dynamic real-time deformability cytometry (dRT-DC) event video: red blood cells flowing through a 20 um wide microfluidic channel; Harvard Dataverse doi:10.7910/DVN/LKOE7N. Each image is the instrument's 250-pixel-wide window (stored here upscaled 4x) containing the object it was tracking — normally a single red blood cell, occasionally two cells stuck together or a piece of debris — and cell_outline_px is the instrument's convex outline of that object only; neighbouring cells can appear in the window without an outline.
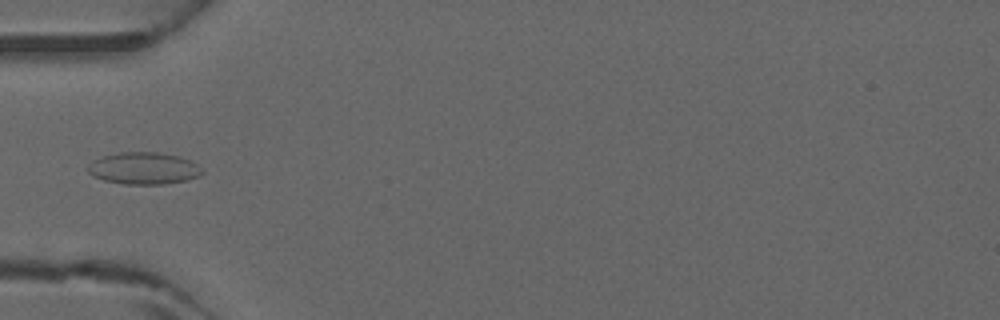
{"species": "common noctule bat (a hibernating species)", "species_latin": "Nyctalus noctula", "temperature_condition": "warm", "stored_images_in_passage": 4, "camera_frame_rate_fps": 3000, "um_per_image_px": 0.085, "animal": {"sex": "male", "forearm_length_mm": 52.5}, "frame": {"image": 1, "passage_image": 4, "time_ms": 1.0, "image_size_px": [1000, 320], "cell_outline_px": [[204, 172], [200, 176], [188, 180], [164, 184], [124, 184], [104, 180], [92, 176], [88, 172], [88, 164], [92, 160], [104, 156], [120, 152], [156, 152], [180, 156], [196, 164]], "centroid_in_image_um": [12.21, 14.31], "position_along_channel_um": 72.8, "area_um2": 21.33}}